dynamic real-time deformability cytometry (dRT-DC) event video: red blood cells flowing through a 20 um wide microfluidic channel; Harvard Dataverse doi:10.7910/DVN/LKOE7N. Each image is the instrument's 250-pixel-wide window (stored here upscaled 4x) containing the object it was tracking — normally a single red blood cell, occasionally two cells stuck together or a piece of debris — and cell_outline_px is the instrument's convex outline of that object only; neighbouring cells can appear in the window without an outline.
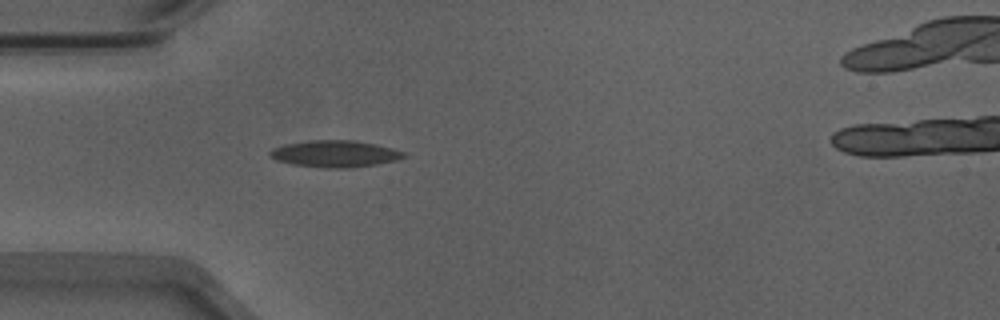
{"species": "Egyptian fruit bat (a non-hibernating species)", "species_latin": "Rousettus aegyptiacus", "temperature_condition": "warm", "stored_images_in_passage": 45, "camera_frame_rate_fps": 3000, "um_per_image_px": 0.085, "animal": {"sex": "male"}, "frame": {"image": 1, "passage_image": 7, "time_ms": 2.0, "image_size_px": [1000, 320], "cell_outline_px": [[408, 156], [396, 160], [376, 164], [348, 168], [320, 168], [292, 164], [276, 160], [268, 156], [268, 152], [272, 148], [284, 144], [312, 140], [356, 140], [376, 144], [392, 148], [404, 152]], "centroid_in_image_um": [28.44, 13.07], "position_along_channel_um": 56.6, "area_um2": 21.04}}
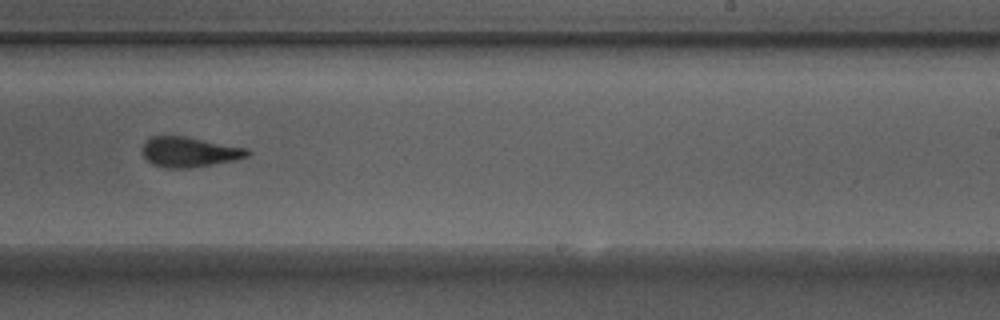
{"frame": {"image": 2, "passage_image": 24, "time_ms": 7.667, "image_size_px": [1000, 320], "cell_outline_px": [[252, 152], [248, 156], [236, 160], [188, 168], [164, 168], [152, 164], [144, 156], [144, 140], [152, 136], [188, 136], [248, 148]], "centroid_in_image_um": [16.13, 12.91], "position_along_channel_um": 272.9, "area_um2": 18.55}}
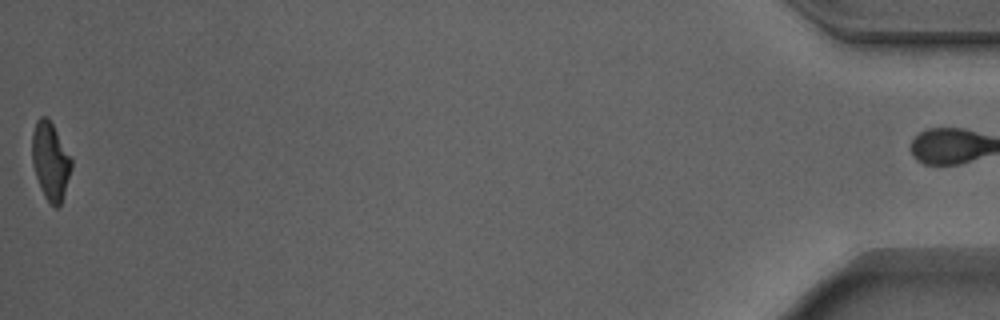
{"frame": {"image": 3, "passage_image": 44, "time_ms": 14.333, "image_size_px": [1000, 320], "cell_outline_px": [[72, 168], [60, 204], [56, 208], [44, 196], [40, 188], [32, 164], [32, 132], [36, 120], [40, 116], [48, 116], [72, 160]], "centroid_in_image_um": [4.26, 13.65], "position_along_channel_um": 430.9, "area_um2": 17.63}}